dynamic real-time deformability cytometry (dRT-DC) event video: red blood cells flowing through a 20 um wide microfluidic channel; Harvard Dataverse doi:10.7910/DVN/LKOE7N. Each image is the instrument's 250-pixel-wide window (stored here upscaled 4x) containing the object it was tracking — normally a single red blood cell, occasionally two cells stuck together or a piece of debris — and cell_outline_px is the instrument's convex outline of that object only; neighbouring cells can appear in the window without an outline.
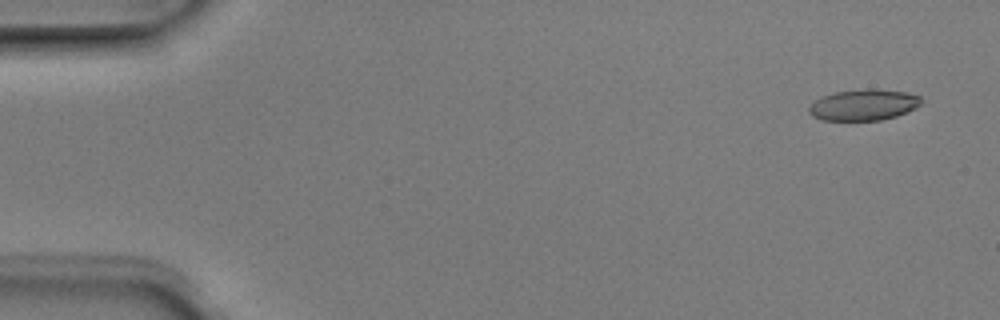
{"species": "Egyptian fruit bat (a non-hibernating species)", "species_latin": "Rousettus aegyptiacus", "temperature_condition": "room temperature", "stored_images_in_passage": 5, "camera_frame_rate_fps": 3000, "um_per_image_px": 0.085, "animal": {"sex": "male"}, "frame": {"image": 1, "passage_image": 1, "time_ms": 0.0, "image_size_px": [1000, 320], "cell_outline_px": [[920, 104], [916, 108], [908, 112], [896, 116], [880, 120], [820, 120], [812, 116], [808, 112], [808, 108], [816, 100], [824, 96], [836, 92], [864, 88], [876, 88], [908, 92], [920, 96]], "centroid_in_image_um": [73.43, 8.91], "position_along_channel_um": 11.6, "area_um2": 20.46}}
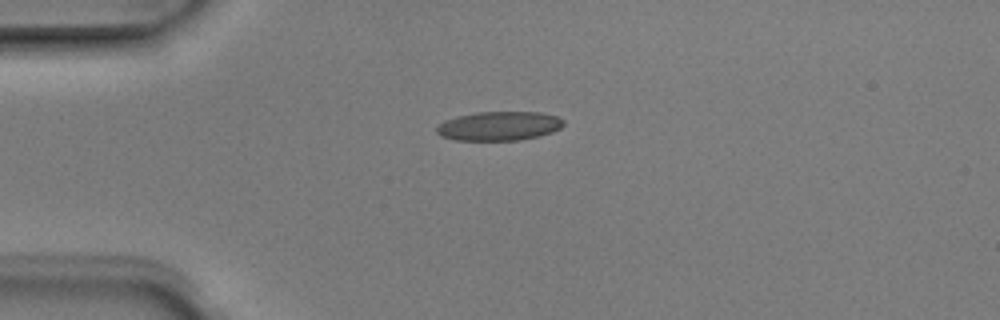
{"frame": {"image": 2, "passage_image": 3, "time_ms": 0.667, "image_size_px": [1000, 320], "cell_outline_px": [[564, 124], [560, 128], [552, 132], [520, 140], [456, 140], [440, 136], [436, 132], [436, 128], [444, 120], [456, 116], [476, 112], [540, 112], [556, 116], [564, 120]], "centroid_in_image_um": [42.4, 10.7], "position_along_channel_um": 42.6, "area_um2": 21.5}}
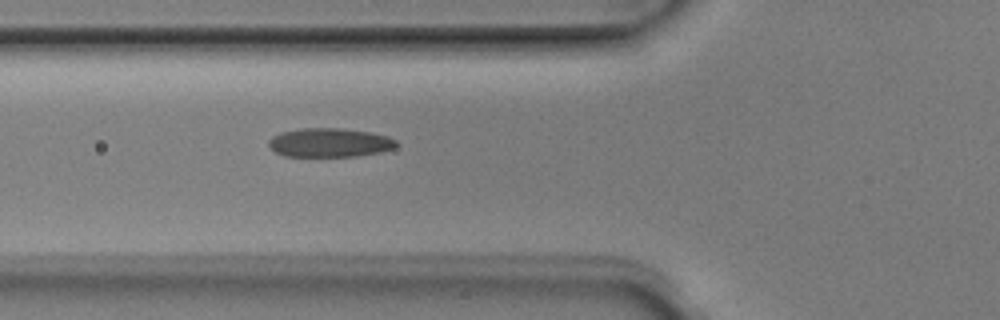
{"frame": {"image": 3, "passage_image": 5, "time_ms": 1.333, "image_size_px": [1000, 320], "cell_outline_px": [[396, 148], [380, 152], [352, 156], [284, 156], [276, 152], [268, 144], [268, 140], [272, 136], [280, 132], [300, 128], [340, 128], [368, 132], [388, 136], [396, 140]], "centroid_in_image_um": [28.0, 12.11], "position_along_channel_um": 97.8, "area_um2": 21.44}}